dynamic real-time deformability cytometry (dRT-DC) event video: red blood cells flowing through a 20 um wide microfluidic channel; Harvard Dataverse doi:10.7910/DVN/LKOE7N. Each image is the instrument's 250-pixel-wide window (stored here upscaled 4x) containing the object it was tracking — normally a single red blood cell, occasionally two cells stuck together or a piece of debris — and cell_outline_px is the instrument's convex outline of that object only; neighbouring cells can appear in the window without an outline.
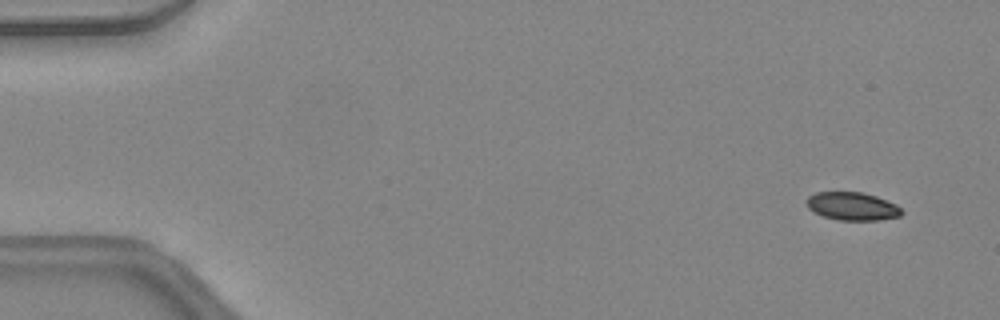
{"species": "common noctule bat (a hibernating species)", "species_latin": "Nyctalus noctula", "temperature_condition": "warm", "stored_images_in_passage": 46, "camera_frame_rate_fps": 3000, "um_per_image_px": 0.085, "animal": {"sex": "female", "body_mass_g": 24.6, "forearm_length_mm": 56.2}, "frame": {"image": 1, "passage_image": 3, "time_ms": 0.667, "image_size_px": [1000, 320], "cell_outline_px": [[904, 212], [900, 216], [880, 220], [836, 220], [824, 216], [808, 208], [804, 200], [808, 196], [816, 192], [860, 192], [876, 196], [896, 204]], "centroid_in_image_um": [72.43, 17.53], "position_along_channel_um": 12.6, "area_um2": 15.61}}
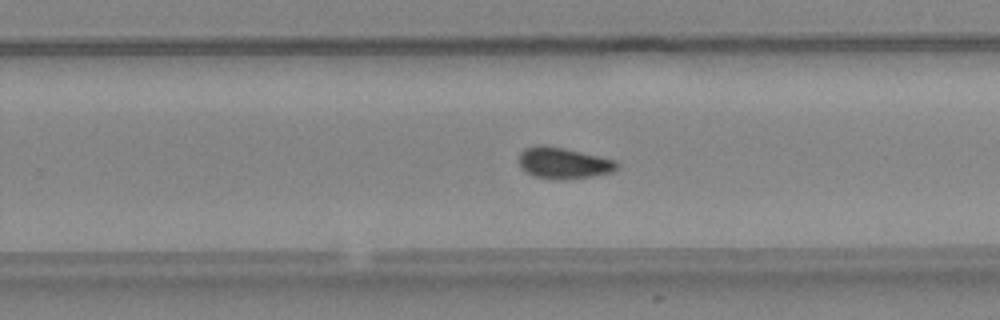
{"frame": {"image": 2, "passage_image": 30, "time_ms": 9.667, "image_size_px": [1000, 320], "cell_outline_px": [[620, 168], [612, 172], [592, 176], [536, 176], [528, 172], [520, 164], [520, 152], [524, 148], [536, 144], [544, 144], [564, 148], [616, 160], [620, 164]], "centroid_in_image_um": [47.95, 13.78], "position_along_channel_um": 281.9, "area_um2": 16.99}}
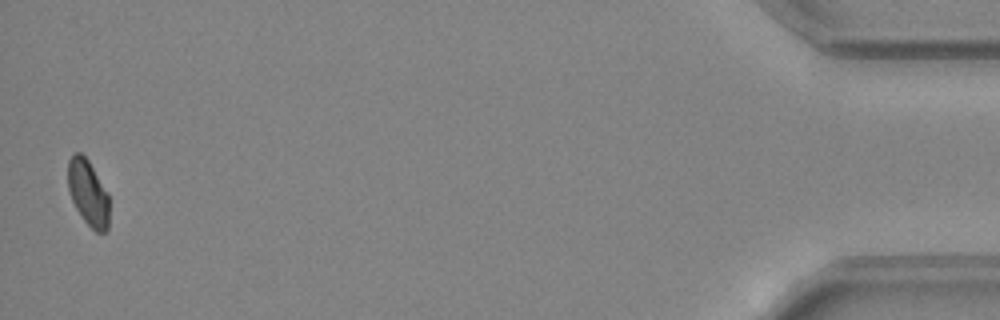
{"frame": {"image": 3, "passage_image": 46, "time_ms": 15.0, "image_size_px": [1000, 320], "cell_outline_px": [[108, 228], [104, 232], [96, 232], [84, 220], [76, 208], [68, 192], [68, 160], [76, 152], [80, 152], [88, 160], [108, 192]], "centroid_in_image_um": [7.48, 16.38], "position_along_channel_um": 427.7, "area_um2": 15.72}, "authors_computed_cell_mechanics": {"area_um2": 17.051, "velocity_mm_per_s": 4.469, "shape_relaxation_time_tau1_ms": null, "shape_relaxation_time_tau2_ms": 1.6663, "deformation_change_tau1": null, "deformation_change_tau2": 0.0701}}